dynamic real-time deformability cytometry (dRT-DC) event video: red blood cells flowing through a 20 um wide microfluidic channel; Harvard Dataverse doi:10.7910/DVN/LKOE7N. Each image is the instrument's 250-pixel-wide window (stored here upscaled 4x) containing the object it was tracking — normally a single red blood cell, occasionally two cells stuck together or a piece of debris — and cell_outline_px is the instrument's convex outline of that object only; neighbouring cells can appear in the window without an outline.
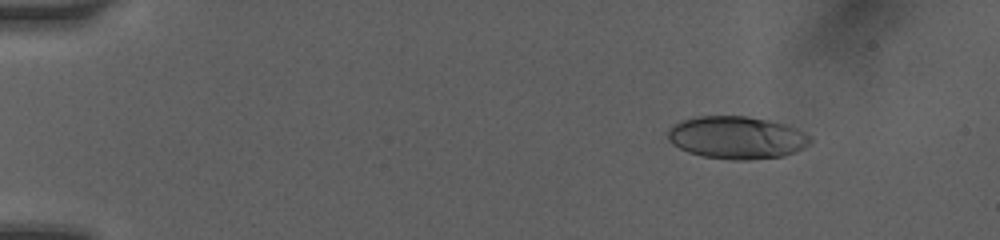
{"species": "human", "species_latin": "Homo sapiens", "temperature_condition": "room temperature", "stored_images_in_passage": 6, "camera_frame_rate_fps": 3000, "um_per_image_px": 0.085, "donor": {"sex": "female"}, "frame": {"image": 1, "passage_image": 1, "time_ms": 0.0, "image_size_px": [1000, 240], "cell_outline_px": [[812, 140], [804, 148], [784, 156], [744, 160], [732, 160], [704, 156], [688, 152], [672, 144], [668, 140], [668, 132], [672, 124], [680, 120], [692, 116], [744, 116], [768, 120], [788, 124], [812, 136]], "centroid_in_image_um": [62.62, 11.68], "position_along_channel_um": 22.4, "area_um2": 35.6}}
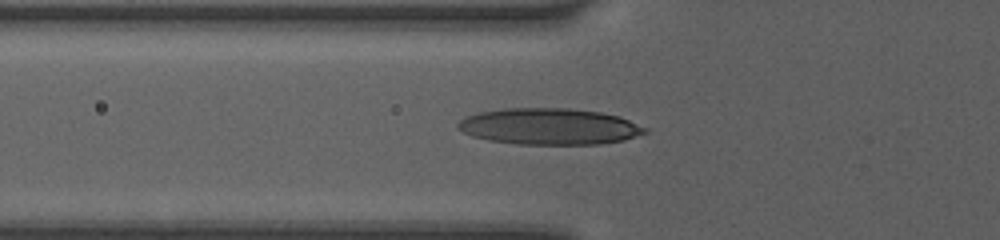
{"frame": {"image": 2, "passage_image": 6, "time_ms": 4.0, "image_size_px": [1000, 240], "cell_outline_px": [[648, 132], [624, 140], [600, 144], [516, 144], [488, 140], [472, 136], [456, 128], [456, 124], [464, 116], [480, 112], [504, 108], [568, 108], [600, 112], [620, 116], [648, 128]], "centroid_in_image_um": [46.69, 10.75], "position_along_channel_um": 79.1, "area_um2": 39.82}}